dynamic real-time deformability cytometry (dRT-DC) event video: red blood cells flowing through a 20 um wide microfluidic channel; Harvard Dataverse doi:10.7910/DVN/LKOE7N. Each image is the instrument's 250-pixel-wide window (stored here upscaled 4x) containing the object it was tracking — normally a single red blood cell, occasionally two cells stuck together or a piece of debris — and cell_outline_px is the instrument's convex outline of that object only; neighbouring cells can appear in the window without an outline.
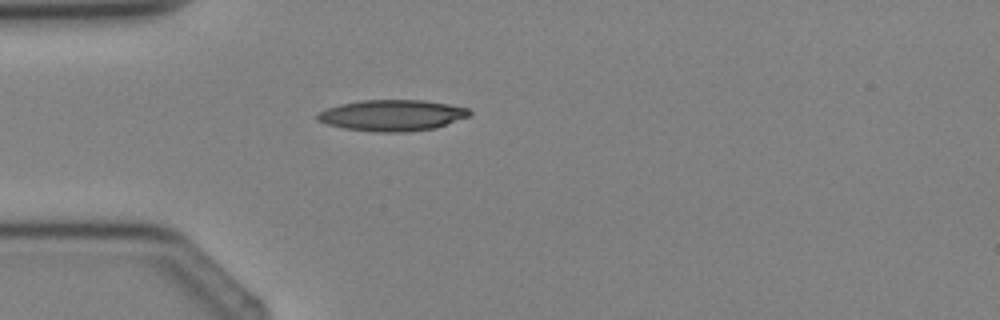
{"species": "Egyptian fruit bat (a non-hibernating species)", "species_latin": "Rousettus aegyptiacus", "temperature_condition": "cold", "stored_images_in_passage": 3, "camera_frame_rate_fps": 3000, "um_per_image_px": 0.085, "animal": {"sex": "female"}, "frame": {"image": 1, "passage_image": 3, "time_ms": 2.333, "image_size_px": [1000, 320], "cell_outline_px": [[472, 112], [468, 116], [436, 128], [404, 132], [376, 132], [344, 128], [328, 124], [316, 120], [316, 112], [340, 104], [360, 100], [424, 100], [448, 104], [468, 108]], "centroid_in_image_um": [33.3, 9.8], "position_along_channel_um": 51.7, "area_um2": 27.57}}